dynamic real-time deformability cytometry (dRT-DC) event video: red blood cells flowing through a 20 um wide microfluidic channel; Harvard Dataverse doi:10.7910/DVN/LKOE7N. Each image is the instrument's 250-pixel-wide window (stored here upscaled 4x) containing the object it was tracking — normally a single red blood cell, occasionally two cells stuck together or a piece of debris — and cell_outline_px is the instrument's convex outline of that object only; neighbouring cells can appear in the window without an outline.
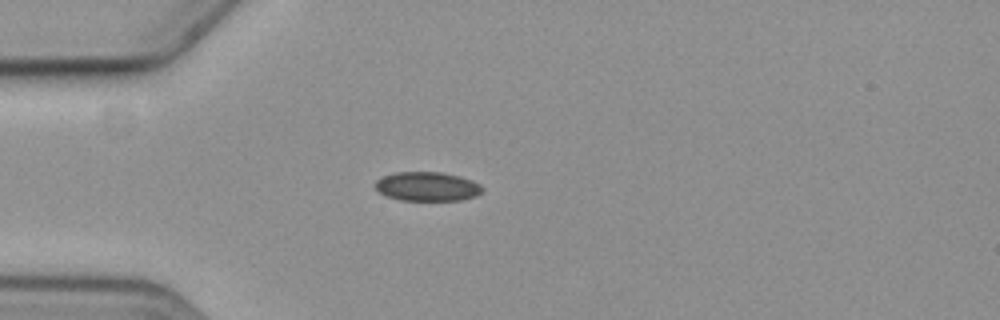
{"species": "common noctule bat (a hibernating species)", "species_latin": "Nyctalus noctula", "temperature_condition": "cold", "stored_images_in_passage": 4, "camera_frame_rate_fps": 3000, "um_per_image_px": 0.085, "animal": {"sex": "female", "body_mass_g": 19.3, "forearm_length_mm": 54.1}, "frame": {"image": 1, "passage_image": 4, "time_ms": 3.333, "image_size_px": [1000, 320], "cell_outline_px": [[484, 188], [476, 196], [460, 200], [400, 200], [384, 196], [376, 188], [376, 180], [384, 176], [396, 172], [440, 172], [460, 176], [472, 180], [480, 184]], "centroid_in_image_um": [36.32, 15.85], "position_along_channel_um": 48.7, "area_um2": 18.15}}